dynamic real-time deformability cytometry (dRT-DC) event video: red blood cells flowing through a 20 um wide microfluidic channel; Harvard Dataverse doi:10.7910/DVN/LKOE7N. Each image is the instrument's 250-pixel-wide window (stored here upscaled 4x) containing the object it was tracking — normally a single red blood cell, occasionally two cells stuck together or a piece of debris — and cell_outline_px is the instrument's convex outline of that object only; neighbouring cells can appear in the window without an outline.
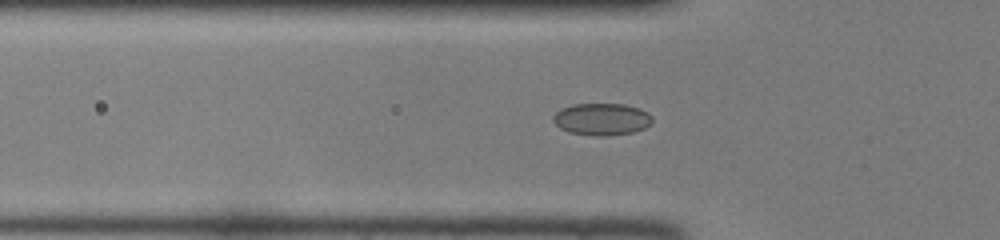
{"species": "common noctule bat (a hibernating species)", "species_latin": "Nyctalus noctula", "temperature_condition": "room temperature", "stored_images_in_passage": 42, "camera_frame_rate_fps": 3000, "um_per_image_px": 0.085, "animal": {"sex": "female", "body_mass_g": 22.0, "forearm_length_mm": 56.7}, "frame": {"image": 1, "passage_image": 10, "time_ms": 3.0, "image_size_px": [1000, 240], "cell_outline_px": [[652, 124], [644, 128], [632, 132], [604, 136], [592, 136], [568, 132], [560, 128], [552, 120], [552, 116], [556, 112], [572, 104], [624, 104], [640, 108], [648, 112], [652, 116]], "centroid_in_image_um": [51.16, 10.13], "position_along_channel_um": 74.6, "area_um2": 18.61}}
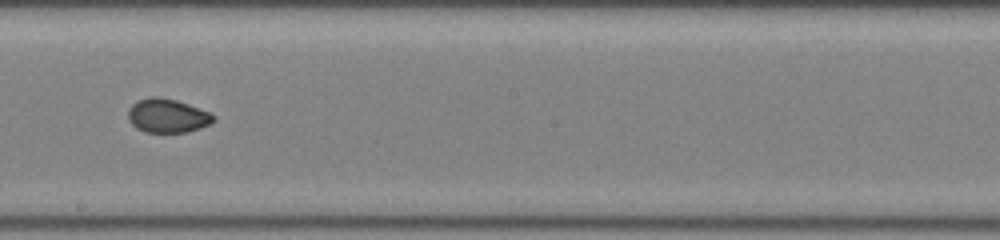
{"frame": {"image": 2, "passage_image": 21, "time_ms": 6.667, "image_size_px": [1000, 240], "cell_outline_px": [[216, 120], [200, 128], [188, 132], [144, 132], [136, 128], [128, 120], [128, 108], [132, 104], [140, 100], [152, 96], [156, 96], [176, 100], [188, 104], [208, 112], [216, 116]], "centroid_in_image_um": [14.22, 9.84], "position_along_channel_um": 234.0, "area_um2": 16.82}}
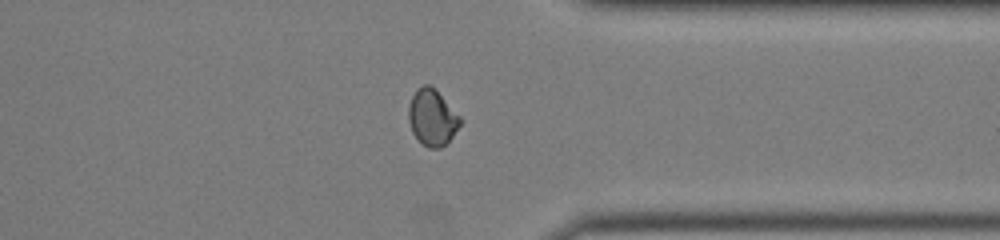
{"frame": {"image": 3, "passage_image": 31, "time_ms": 10.0, "image_size_px": [1000, 240], "cell_outline_px": [[460, 124], [452, 136], [440, 148], [428, 148], [420, 144], [412, 132], [408, 120], [408, 108], [412, 96], [416, 88], [424, 84], [428, 84], [460, 116]], "centroid_in_image_um": [36.68, 10.02], "position_along_channel_um": 374.7, "area_um2": 16.59}}